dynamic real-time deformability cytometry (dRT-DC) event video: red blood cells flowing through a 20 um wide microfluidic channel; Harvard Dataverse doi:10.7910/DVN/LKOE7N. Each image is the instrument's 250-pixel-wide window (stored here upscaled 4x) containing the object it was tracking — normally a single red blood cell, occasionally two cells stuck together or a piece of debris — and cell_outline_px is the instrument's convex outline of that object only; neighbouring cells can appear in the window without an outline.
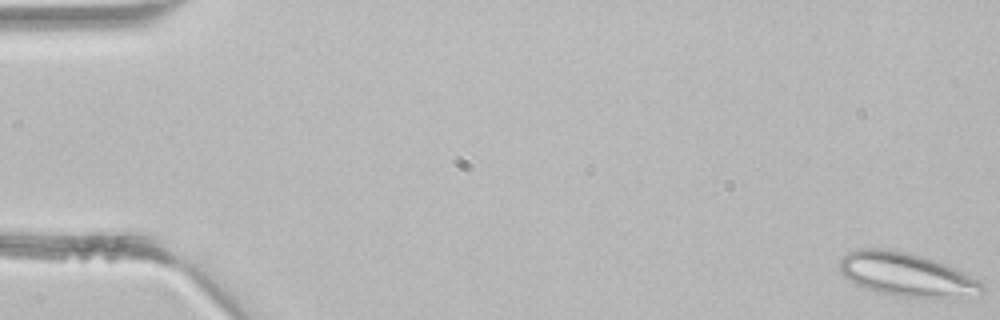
{"species": "common noctule bat (a hibernating species)", "species_latin": "Nyctalus noctula", "temperature_condition": "room temperature", "stored_images_in_passage": 45, "camera_frame_rate_fps": 3000, "um_per_image_px": 0.085, "animal": {"sex": "male", "body_mass_g": 21.5, "forearm_length_mm": 52.0}, "frame": {"image": 1, "passage_image": 1, "time_ms": 0.0, "image_size_px": [1000, 320], "cell_outline_px": [[984, 292], [980, 296], [932, 300], [900, 296], [876, 292], [864, 288], [848, 280], [840, 272], [840, 260], [848, 252], [860, 248], [880, 248], [908, 252], [924, 256], [944, 264], [984, 284]], "centroid_in_image_um": [77.08, 23.38], "position_along_channel_um": 7.9, "area_um2": 36.65}}
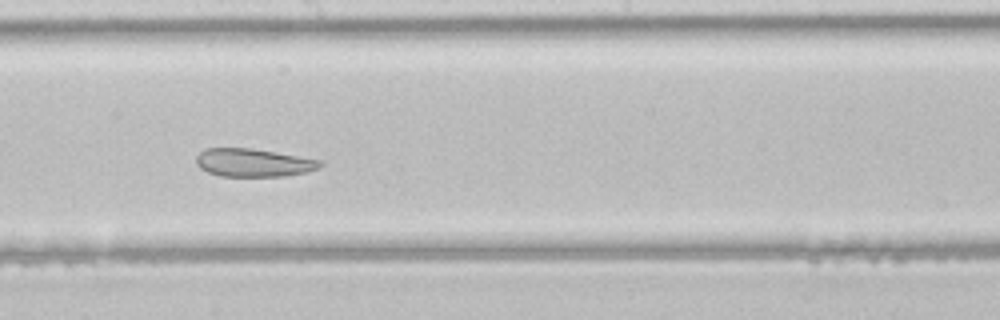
{"frame": {"image": 2, "passage_image": 25, "time_ms": 8.0, "image_size_px": [1000, 320], "cell_outline_px": [[324, 164], [320, 168], [308, 172], [284, 176], [220, 176], [208, 172], [200, 168], [196, 164], [196, 156], [204, 148], [252, 148], [320, 160]], "centroid_in_image_um": [21.53, 13.83], "position_along_channel_um": 226.7, "area_um2": 20.35}}
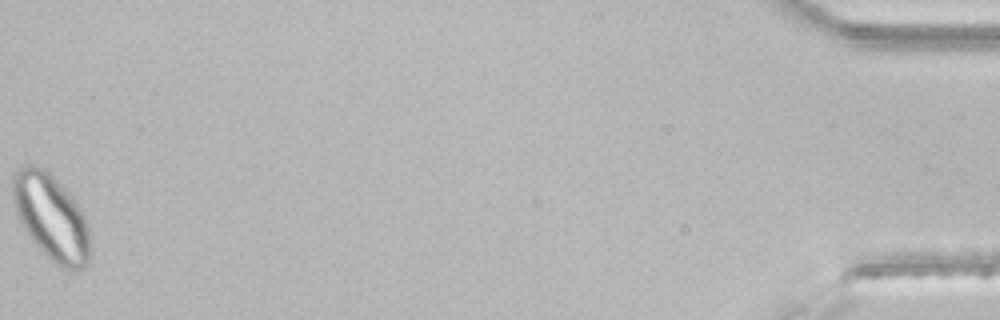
{"frame": {"image": 3, "passage_image": 45, "time_ms": 14.667, "image_size_px": [1000, 320], "cell_outline_px": [[88, 260], [84, 268], [60, 268], [32, 240], [24, 228], [16, 212], [12, 200], [12, 176], [16, 168], [28, 164], [40, 168], [80, 208], [88, 224]], "centroid_in_image_um": [4.29, 18.49], "position_along_channel_um": 430.9, "area_um2": 37.11}}